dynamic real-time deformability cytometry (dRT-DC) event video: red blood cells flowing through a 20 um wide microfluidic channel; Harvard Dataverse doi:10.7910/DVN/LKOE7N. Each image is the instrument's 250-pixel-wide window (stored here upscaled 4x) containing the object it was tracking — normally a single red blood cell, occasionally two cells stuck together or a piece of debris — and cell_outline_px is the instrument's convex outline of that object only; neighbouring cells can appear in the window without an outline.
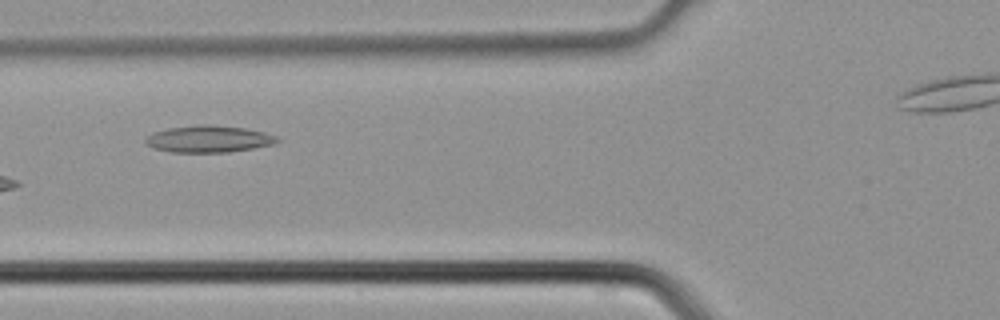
{"species": "common noctule bat (a hibernating species)", "species_latin": "Nyctalus noctula", "temperature_condition": "cold", "stored_images_in_passage": 4, "camera_frame_rate_fps": 3000, "um_per_image_px": 0.085, "animal": {"sex": "male", "body_mass_g": 21.5, "forearm_length_mm": 52.0}, "frame": {"image": 1, "passage_image": 4, "time_ms": 1.0, "image_size_px": [1000, 320], "cell_outline_px": [[280, 140], [276, 144], [228, 152], [172, 152], [152, 148], [144, 144], [144, 140], [152, 132], [168, 128], [204, 124], [212, 124], [244, 128], [264, 132], [276, 136]], "centroid_in_image_um": [17.71, 11.81], "position_along_channel_um": 108.1, "area_um2": 20.69}}